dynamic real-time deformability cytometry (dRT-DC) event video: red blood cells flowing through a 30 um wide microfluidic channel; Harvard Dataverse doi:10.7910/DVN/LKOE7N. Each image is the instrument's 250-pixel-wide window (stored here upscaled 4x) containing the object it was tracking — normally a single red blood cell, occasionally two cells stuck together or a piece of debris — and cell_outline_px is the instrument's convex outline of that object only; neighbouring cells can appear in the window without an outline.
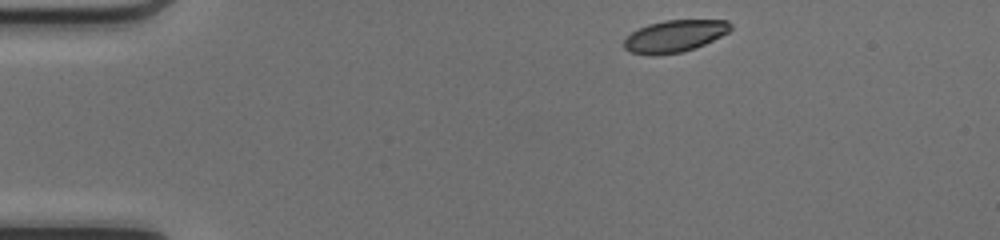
{"species": "common noctule bat (a hibernating species)", "species_latin": "Nyctalus noctula", "temperature_condition": "cold", "stored_images_in_passage": 42, "camera_frame_rate_fps": 3000, "um_per_image_px": 0.085, "animal": {"sex": "female", "body_mass_g": 17.0, "forearm_length_mm": 48.0}, "frame": {"image": 1, "passage_image": 1, "time_ms": 0.0, "image_size_px": [1000, 240], "cell_outline_px": [[732, 28], [728, 32], [696, 48], [680, 52], [652, 56], [648, 56], [628, 52], [624, 48], [624, 40], [632, 32], [648, 24], [664, 20], [728, 20], [732, 24]], "centroid_in_image_um": [57.32, 3.08], "position_along_channel_um": 27.7, "area_um2": 19.94}}
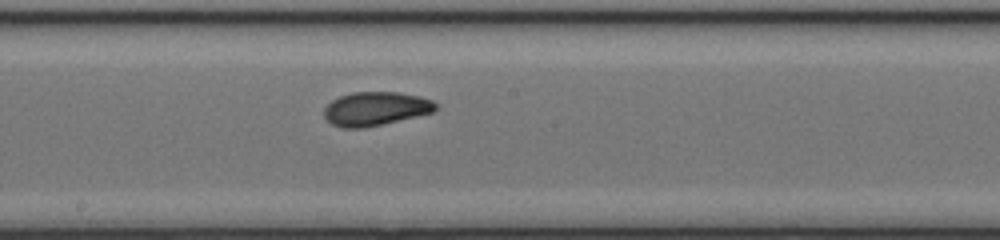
{"frame": {"image": 2, "passage_image": 20, "time_ms": 6.333, "image_size_px": [1000, 240], "cell_outline_px": [[440, 108], [432, 112], [416, 116], [364, 128], [340, 128], [332, 124], [324, 116], [324, 108], [332, 100], [340, 96], [352, 92], [400, 92], [420, 96], [432, 100], [440, 104]], "centroid_in_image_um": [31.95, 9.23], "position_along_channel_um": 216.2, "area_um2": 22.08}}
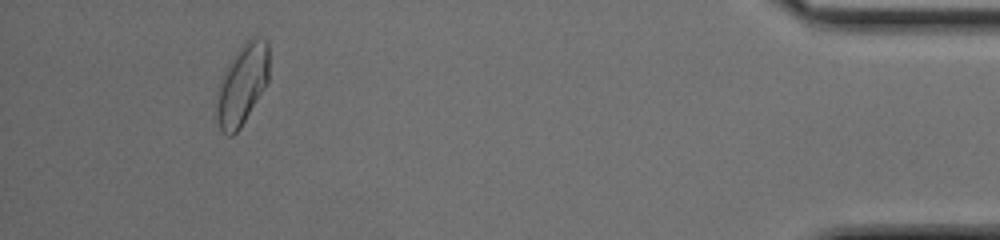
{"frame": {"image": 3, "passage_image": 39, "time_ms": 12.667, "image_size_px": [1000, 240], "cell_outline_px": [[268, 80], [264, 88], [240, 128], [232, 136], [228, 136], [220, 128], [216, 120], [216, 100], [220, 76], [232, 56], [244, 40], [252, 36], [260, 36], [268, 40]], "centroid_in_image_um": [20.56, 7.12], "position_along_channel_um": 414.6, "area_um2": 25.03}, "authors_computed_cell_mechanics": {"area_um2": 21.8195, "velocity_mm_per_s": 4.1414, "shape_relaxation_time_tau1_ms": 3.2733, "shape_relaxation_time_tau2_ms": 1.6806, "deformation_change_tau1": 0.122, "deformation_change_tau2": 0.0676}}